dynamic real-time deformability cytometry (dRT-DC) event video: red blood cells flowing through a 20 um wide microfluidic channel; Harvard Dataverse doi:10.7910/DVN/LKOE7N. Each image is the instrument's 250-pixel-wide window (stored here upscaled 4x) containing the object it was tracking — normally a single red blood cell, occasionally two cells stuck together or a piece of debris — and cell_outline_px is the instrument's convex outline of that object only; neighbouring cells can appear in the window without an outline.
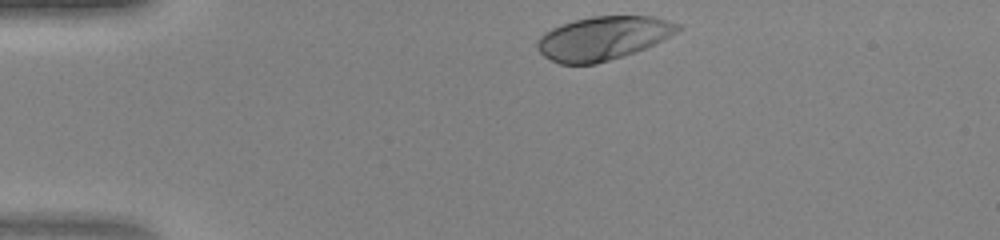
{"species": "human", "species_latin": "Homo sapiens", "temperature_condition": "warm", "stored_images_in_passage": 31, "camera_frame_rate_fps": 3000, "um_per_image_px": 0.085, "donor": {"sex": "female"}, "frame": {"image": 1, "passage_image": 1, "time_ms": 0.0, "image_size_px": [1000, 240], "cell_outline_px": [[684, 28], [644, 48], [624, 56], [596, 64], [560, 64], [544, 56], [536, 48], [536, 44], [540, 36], [544, 32], [552, 28], [576, 20], [592, 16], [652, 16], [680, 24]], "centroid_in_image_um": [51.23, 3.25], "position_along_channel_um": 33.8, "area_um2": 35.37}}
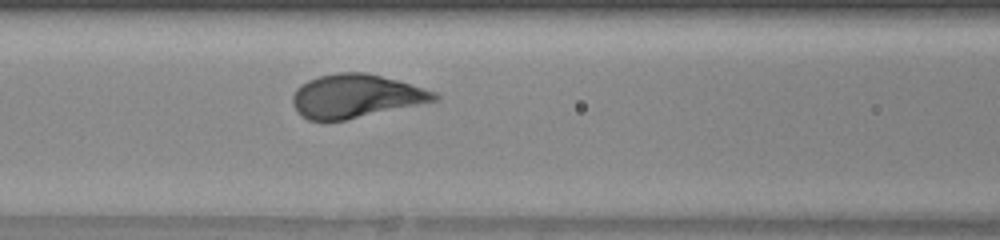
{"frame": {"image": 2, "passage_image": 12, "time_ms": 3.667, "image_size_px": [1000, 240], "cell_outline_px": [[440, 100], [344, 120], [308, 120], [300, 116], [296, 112], [292, 104], [292, 96], [296, 88], [300, 84], [308, 80], [320, 76], [336, 72], [364, 72], [396, 80], [436, 92], [440, 96]], "centroid_in_image_um": [30.2, 8.17], "position_along_channel_um": 136.4, "area_um2": 35.84}}
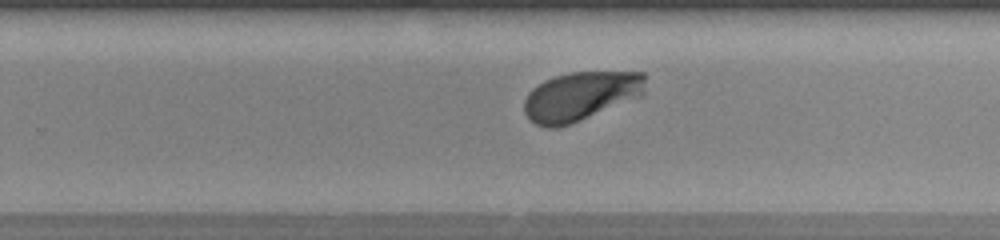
{"frame": {"image": 3, "passage_image": 22, "time_ms": 7.0, "image_size_px": [1000, 240], "cell_outline_px": [[644, 96], [580, 120], [556, 128], [548, 128], [536, 124], [524, 112], [524, 100], [528, 92], [532, 88], [544, 80], [556, 76], [572, 72], [644, 72]], "centroid_in_image_um": [49.36, 8.17], "position_along_channel_um": 280.4, "area_um2": 34.56}}